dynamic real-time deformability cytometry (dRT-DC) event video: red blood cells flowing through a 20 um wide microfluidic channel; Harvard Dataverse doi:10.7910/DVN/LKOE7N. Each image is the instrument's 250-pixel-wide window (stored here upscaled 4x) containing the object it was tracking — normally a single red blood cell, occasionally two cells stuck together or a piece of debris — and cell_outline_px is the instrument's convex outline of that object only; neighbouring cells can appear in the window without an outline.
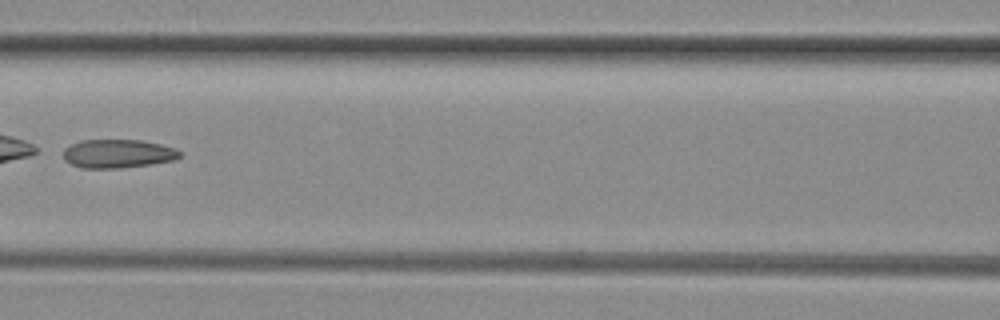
{"species": "common noctule bat (a hibernating species)", "species_latin": "Nyctalus noctula", "temperature_condition": "room temperature", "stored_images_in_passage": 5, "camera_frame_rate_fps": 3000, "um_per_image_px": 0.085, "animal": {"sex": "female", "body_mass_g": 29.2, "forearm_length_mm": 56.3}, "frame": {"image": 1, "passage_image": 3, "time_ms": 0.667, "image_size_px": [1000, 320], "cell_outline_px": [[180, 156], [176, 160], [152, 164], [120, 168], [80, 168], [64, 160], [64, 148], [80, 140], [140, 140], [160, 144], [176, 148], [180, 152]], "centroid_in_image_um": [10.02, 13.06], "position_along_channel_um": 156.6, "area_um2": 19.48}}
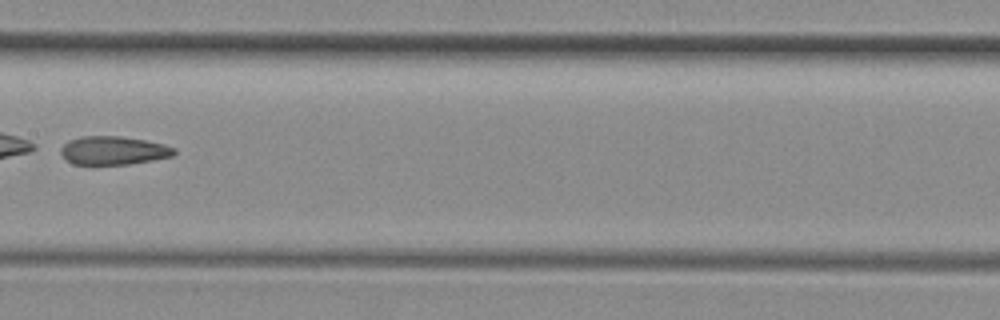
{"frame": {"image": 2, "passage_image": 4, "time_ms": 1.0, "image_size_px": [1000, 320], "cell_outline_px": [[176, 152], [172, 156], [152, 160], [128, 164], [72, 164], [60, 152], [60, 148], [68, 140], [80, 136], [120, 136], [144, 140], [164, 144], [176, 148]], "centroid_in_image_um": [9.64, 12.78], "position_along_channel_um": 197.8, "area_um2": 18.73}}
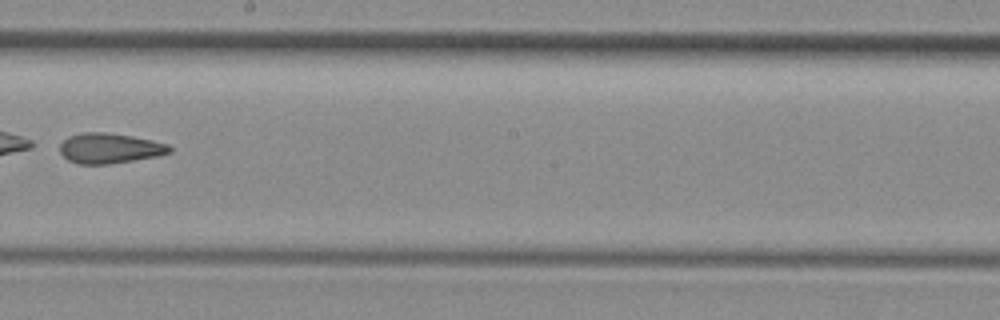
{"frame": {"image": 3, "passage_image": 5, "time_ms": 1.333, "image_size_px": [1000, 320], "cell_outline_px": [[172, 152], [156, 156], [108, 164], [80, 164], [68, 160], [60, 152], [60, 144], [68, 136], [84, 132], [104, 132], [132, 136], [152, 140], [168, 144], [172, 148]], "centroid_in_image_um": [9.32, 12.59], "position_along_channel_um": 238.9, "area_um2": 19.19}}